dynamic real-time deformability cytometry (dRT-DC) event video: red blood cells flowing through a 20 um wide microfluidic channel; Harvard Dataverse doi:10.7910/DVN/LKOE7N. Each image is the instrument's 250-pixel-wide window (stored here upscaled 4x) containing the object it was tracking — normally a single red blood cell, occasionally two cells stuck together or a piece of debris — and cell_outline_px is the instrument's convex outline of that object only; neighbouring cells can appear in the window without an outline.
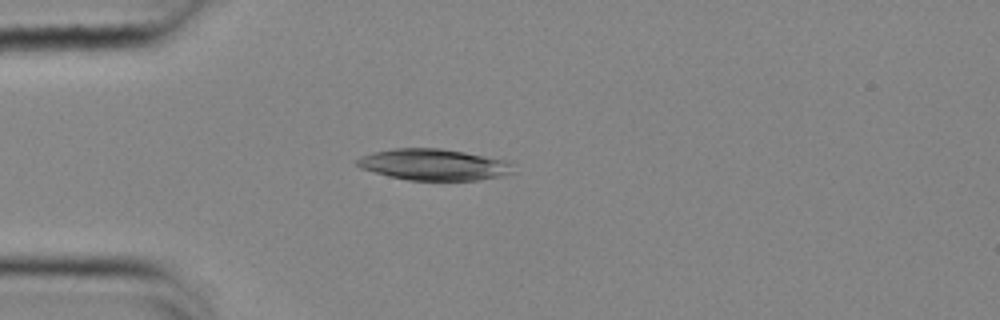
{"species": "common noctule bat (a hibernating species)", "species_latin": "Nyctalus noctula", "temperature_condition": "cold", "stored_images_in_passage": 54, "camera_frame_rate_fps": 3000, "um_per_image_px": 0.085, "animal": {"sex": "female", "body_mass_g": 25.1}, "frame": {"image": 1, "passage_image": 14, "time_ms": 4.333, "image_size_px": [1000, 320], "cell_outline_px": [[516, 172], [500, 176], [480, 180], [408, 180], [388, 176], [360, 168], [356, 164], [356, 160], [360, 156], [372, 152], [392, 148], [440, 148], [464, 152], [508, 160]], "centroid_in_image_um": [36.86, 13.99], "position_along_channel_um": 48.1, "area_um2": 28.67}}
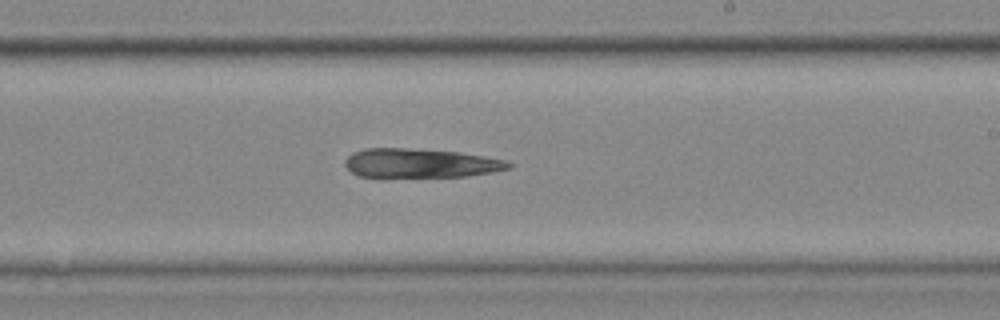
{"frame": {"image": 2, "passage_image": 32, "time_ms": 10.333, "image_size_px": [1000, 320], "cell_outline_px": [[512, 168], [492, 172], [468, 176], [380, 180], [360, 176], [352, 172], [344, 164], [344, 160], [352, 152], [364, 148], [404, 148], [460, 152], [508, 160], [512, 164]], "centroid_in_image_um": [35.68, 13.92], "position_along_channel_um": 253.3, "area_um2": 29.13}}
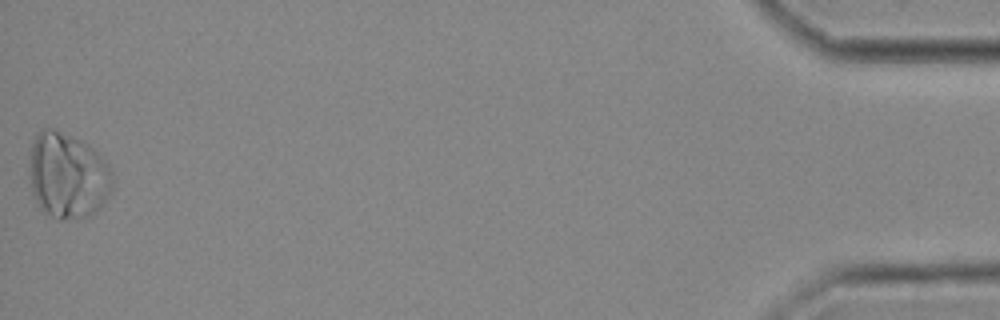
{"frame": {"image": 3, "passage_image": 54, "time_ms": 17.667, "image_size_px": [1000, 320], "cell_outline_px": [[112, 188], [108, 196], [92, 216], [64, 220], [60, 220], [44, 212], [36, 204], [32, 192], [32, 144], [36, 132], [44, 128], [52, 128], [72, 136], [88, 144], [108, 164], [112, 172]], "centroid_in_image_um": [5.78, 14.94], "position_along_channel_um": 429.4, "area_um2": 41.27}}